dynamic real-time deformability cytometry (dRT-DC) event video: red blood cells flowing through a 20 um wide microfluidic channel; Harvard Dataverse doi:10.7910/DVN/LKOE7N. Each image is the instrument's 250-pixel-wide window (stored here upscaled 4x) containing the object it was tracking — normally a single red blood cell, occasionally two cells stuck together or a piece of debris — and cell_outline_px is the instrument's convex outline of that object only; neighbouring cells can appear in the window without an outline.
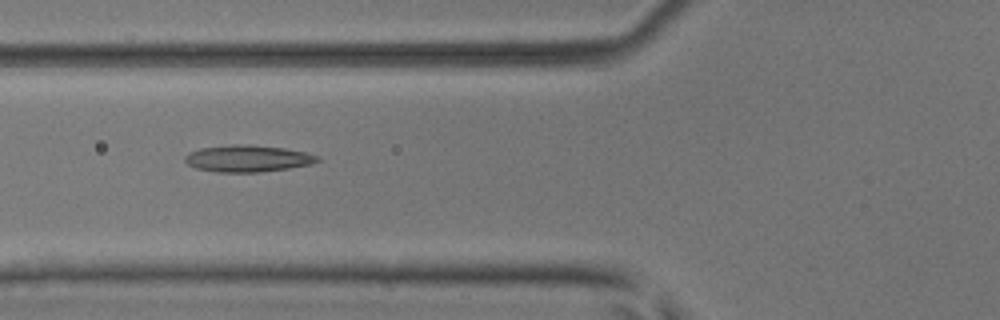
{"species": "common noctule bat (a hibernating species)", "species_latin": "Nyctalus noctula", "temperature_condition": "room temperature", "stored_images_in_passage": 9, "camera_frame_rate_fps": 3000, "um_per_image_px": 0.085, "animal": {"sex": "male", "body_mass_g": 17.9, "forearm_length_mm": 54.2}, "frame": {"image": 1, "passage_image": 7, "time_ms": 2.0, "image_size_px": [1000, 320], "cell_outline_px": [[320, 160], [312, 164], [288, 168], [260, 172], [216, 172], [196, 168], [188, 164], [184, 160], [184, 156], [188, 152], [200, 148], [232, 144], [240, 144], [284, 148], [304, 152], [320, 156]], "centroid_in_image_um": [21.03, 13.47], "position_along_channel_um": 104.8, "area_um2": 20.63}}
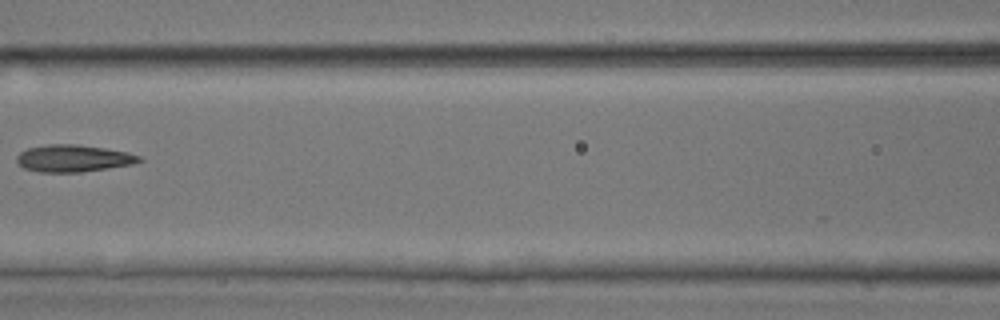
{"frame": {"image": 2, "passage_image": 8, "time_ms": 2.333, "image_size_px": [1000, 320], "cell_outline_px": [[144, 160], [132, 164], [108, 168], [80, 172], [40, 172], [24, 168], [16, 160], [16, 156], [20, 152], [28, 148], [48, 144], [76, 144], [104, 148], [128, 152], [140, 156]], "centroid_in_image_um": [6.24, 13.45], "position_along_channel_um": 160.4, "area_um2": 19.25}}
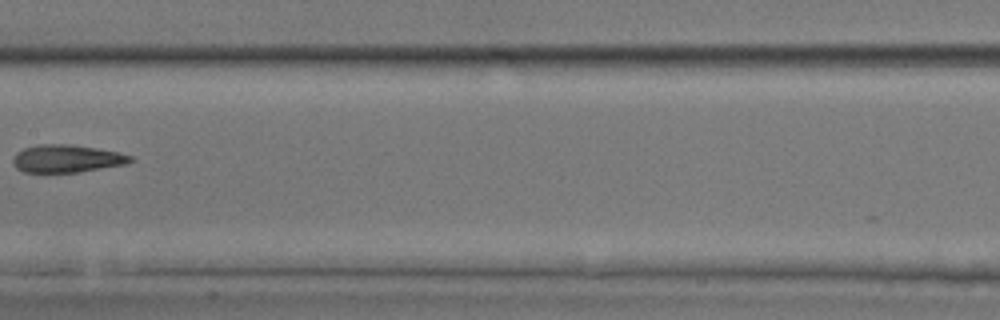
{"frame": {"image": 3, "passage_image": 9, "time_ms": 2.667, "image_size_px": [1000, 320], "cell_outline_px": [[132, 160], [124, 164], [76, 172], [24, 172], [16, 168], [12, 160], [16, 152], [24, 148], [36, 144], [68, 144], [96, 148], [120, 152], [132, 156]], "centroid_in_image_um": [5.63, 13.47], "position_along_channel_um": 201.8, "area_um2": 18.79}}